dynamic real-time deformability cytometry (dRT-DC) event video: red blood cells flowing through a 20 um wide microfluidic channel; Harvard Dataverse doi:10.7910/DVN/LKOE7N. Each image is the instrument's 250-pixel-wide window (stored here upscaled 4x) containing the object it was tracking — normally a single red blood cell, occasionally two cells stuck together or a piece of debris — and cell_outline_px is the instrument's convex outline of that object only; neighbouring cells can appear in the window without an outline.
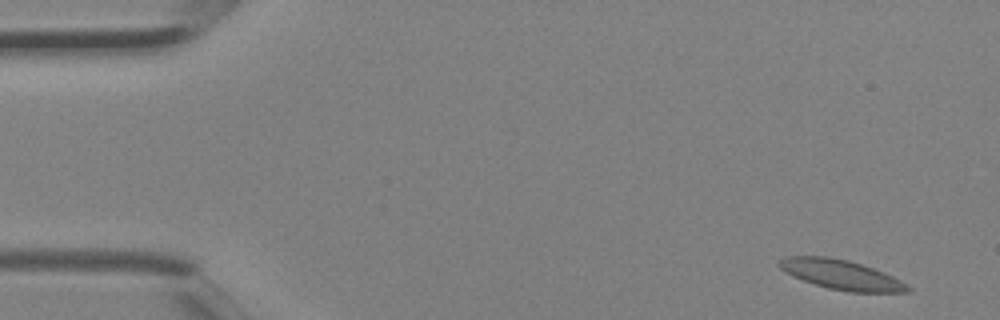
{"species": "Egyptian fruit bat (a non-hibernating species)", "species_latin": "Rousettus aegyptiacus", "temperature_condition": "room temperature", "stored_images_in_passage": 4, "camera_frame_rate_fps": 3000, "um_per_image_px": 0.085, "animal": {"sex": "female"}, "frame": {"image": 1, "passage_image": 1, "time_ms": 0.0, "image_size_px": [1000, 320], "cell_outline_px": [[912, 292], [848, 292], [828, 288], [792, 276], [784, 272], [776, 264], [784, 256], [828, 256], [848, 260], [884, 272], [908, 284], [912, 288]], "centroid_in_image_um": [71.5, 23.34], "position_along_channel_um": 13.5, "area_um2": 22.25}}